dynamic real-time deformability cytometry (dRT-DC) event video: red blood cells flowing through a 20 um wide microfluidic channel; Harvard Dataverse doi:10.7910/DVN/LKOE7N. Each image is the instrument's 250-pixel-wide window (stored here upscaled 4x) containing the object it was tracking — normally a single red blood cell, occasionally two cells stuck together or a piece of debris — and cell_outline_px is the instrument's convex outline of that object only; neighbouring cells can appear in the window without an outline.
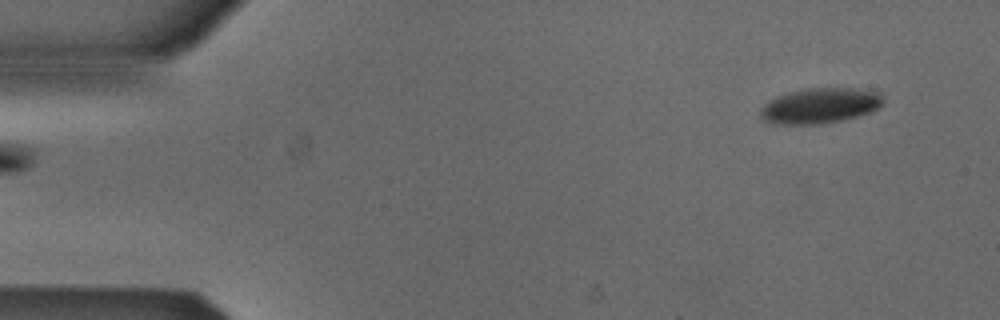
{"species": "Egyptian fruit bat (a non-hibernating species)", "species_latin": "Rousettus aegyptiacus", "temperature_condition": "cold", "stored_images_in_passage": 51, "camera_frame_rate_fps": 3000, "um_per_image_px": 0.085, "animal": {"sex": "male"}, "frame": {"image": 1, "passage_image": 1, "time_ms": 0.0, "image_size_px": [1000, 320], "cell_outline_px": [[884, 104], [868, 112], [856, 116], [840, 120], [820, 124], [776, 124], [764, 120], [760, 116], [760, 108], [764, 104], [780, 96], [792, 92], [808, 88], [856, 88], [880, 92], [884, 96]], "centroid_in_image_um": [69.74, 8.98], "position_along_channel_um": 15.3, "area_um2": 25.03}}
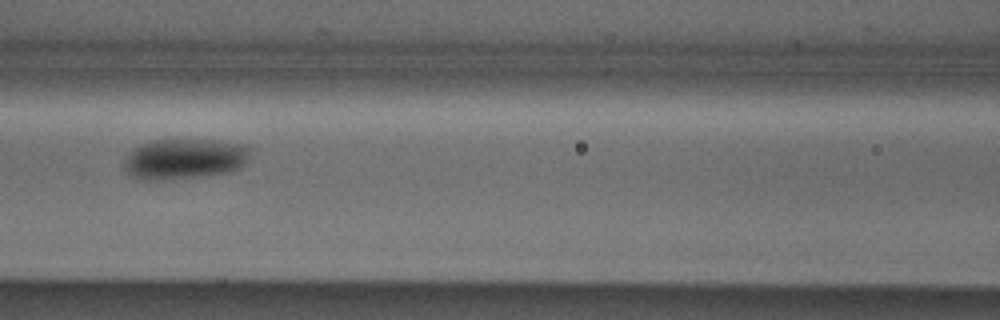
{"frame": {"image": 2, "passage_image": 20, "time_ms": 6.333, "image_size_px": [1000, 320], "cell_outline_px": [[248, 152], [244, 164], [240, 168], [224, 172], [192, 176], [156, 180], [140, 180], [132, 176], [124, 168], [124, 156], [132, 148], [148, 140], [176, 136], [212, 140], [244, 144], [248, 148]], "centroid_in_image_um": [15.56, 13.43], "position_along_channel_um": 151.0, "area_um2": 30.29}}
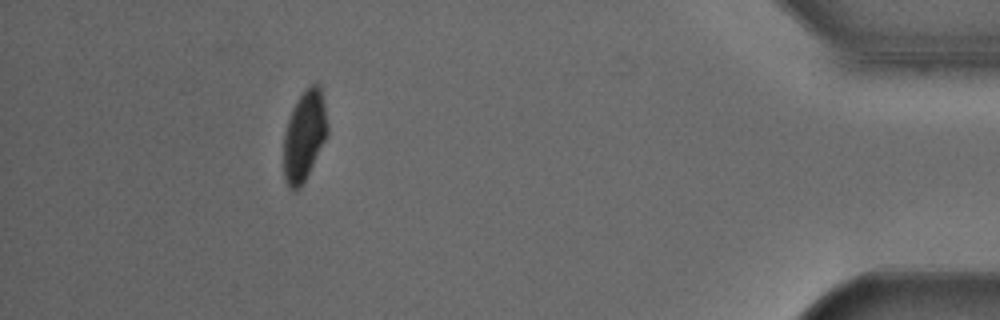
{"frame": {"image": 3, "passage_image": 45, "time_ms": 14.667, "image_size_px": [1000, 320], "cell_outline_px": [[328, 136], [300, 188], [296, 192], [292, 192], [288, 188], [284, 180], [284, 132], [292, 108], [304, 88], [312, 84], [320, 84], [324, 100], [328, 124]], "centroid_in_image_um": [25.87, 11.54], "position_along_channel_um": 409.3, "area_um2": 23.47}, "authors_computed_cell_mechanics": {"area_um2": 26.6458, "velocity_mm_per_s": 3.8284, "shape_relaxation_time_tau1_ms": 2.8116, "shape_relaxation_time_tau2_ms": null, "deformation_change_tau1": 0.0829, "deformation_change_tau2": null}}